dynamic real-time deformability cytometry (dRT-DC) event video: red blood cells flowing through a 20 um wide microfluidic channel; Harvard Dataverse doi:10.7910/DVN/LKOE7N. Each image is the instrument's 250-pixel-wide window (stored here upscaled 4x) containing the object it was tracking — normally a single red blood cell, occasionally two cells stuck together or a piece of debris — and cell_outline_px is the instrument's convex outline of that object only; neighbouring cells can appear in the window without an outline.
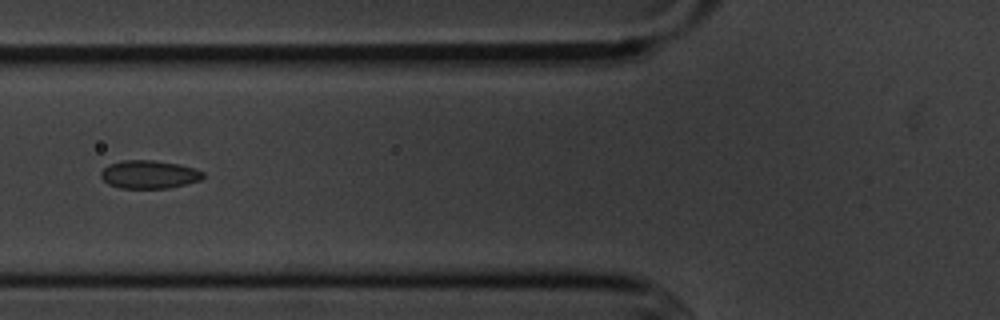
{"species": "common noctule bat (a hibernating species)", "species_latin": "Nyctalus noctula", "temperature_condition": "cold", "stored_images_in_passage": 2, "camera_frame_rate_fps": 3000, "um_per_image_px": 0.085, "animal": {"sex": "male", "body_mass_g": 20.1, "forearm_length_mm": 53.5}, "frame": {"image": 1, "passage_image": 2, "time_ms": 1.333, "image_size_px": [1000, 320], "cell_outline_px": [[204, 176], [200, 180], [168, 188], [120, 188], [108, 184], [100, 176], [100, 172], [108, 164], [120, 160], [152, 160], [180, 164], [204, 172]], "centroid_in_image_um": [12.64, 14.82], "position_along_channel_um": 113.2, "area_um2": 16.76}}